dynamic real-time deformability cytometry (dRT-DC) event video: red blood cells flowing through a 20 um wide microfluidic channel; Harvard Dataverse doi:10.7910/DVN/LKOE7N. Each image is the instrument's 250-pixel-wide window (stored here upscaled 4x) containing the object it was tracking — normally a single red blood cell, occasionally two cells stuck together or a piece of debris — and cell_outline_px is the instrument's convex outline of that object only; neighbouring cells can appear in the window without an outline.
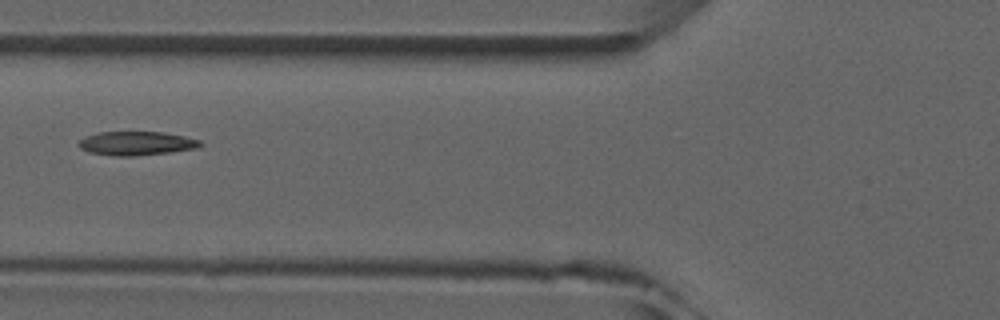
{"species": "common noctule bat (a hibernating species)", "species_latin": "Nyctalus noctula", "temperature_condition": "room temperature", "stored_images_in_passage": 3, "camera_frame_rate_fps": 3000, "um_per_image_px": 0.085, "animal": {"sex": "male", "forearm_length_mm": 52.5}, "frame": {"image": 1, "passage_image": 3, "time_ms": 2.333, "image_size_px": [1000, 320], "cell_outline_px": [[204, 144], [200, 148], [172, 152], [132, 156], [116, 156], [88, 152], [80, 148], [76, 144], [84, 136], [100, 132], [164, 132], [184, 136], [200, 140]], "centroid_in_image_um": [11.62, 12.18], "position_along_channel_um": 114.2, "area_um2": 17.11}}